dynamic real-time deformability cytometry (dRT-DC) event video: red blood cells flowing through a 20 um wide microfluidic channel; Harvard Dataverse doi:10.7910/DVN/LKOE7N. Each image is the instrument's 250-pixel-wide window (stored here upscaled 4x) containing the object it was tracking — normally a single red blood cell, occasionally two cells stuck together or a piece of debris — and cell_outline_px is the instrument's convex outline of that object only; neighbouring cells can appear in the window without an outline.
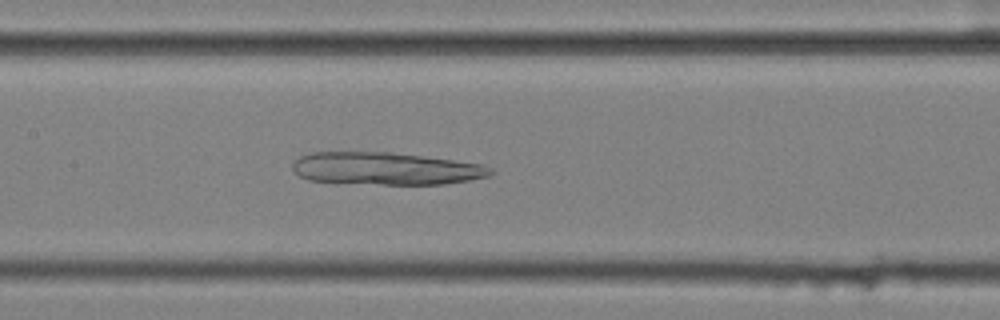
{"species": "common noctule bat (a hibernating species)", "species_latin": "Nyctalus noctula", "temperature_condition": "cold", "stored_images_in_passage": 47, "camera_frame_rate_fps": 3000, "um_per_image_px": 0.085, "animal": {"sex": "female", "body_mass_g": 25.1}, "frame": {"image": 1, "passage_image": 18, "time_ms": 5.667, "image_size_px": [1000, 320], "cell_outline_px": [[496, 172], [492, 176], [444, 184], [336, 184], [308, 180], [292, 172], [292, 164], [300, 156], [312, 152], [388, 152], [484, 164], [492, 168]], "centroid_in_image_um": [32.75, 14.35], "position_along_channel_um": 174.7, "area_um2": 38.03}}
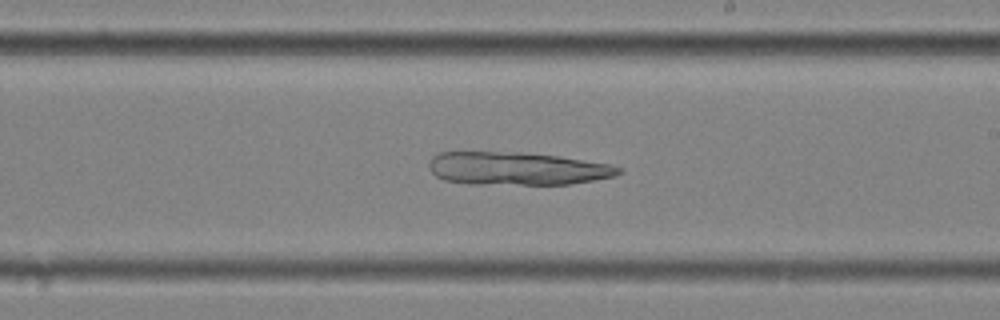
{"frame": {"image": 2, "passage_image": 24, "time_ms": 7.667, "image_size_px": [1000, 320], "cell_outline_px": [[624, 172], [616, 176], [568, 184], [468, 184], [444, 180], [436, 176], [428, 168], [428, 164], [432, 156], [440, 152], [520, 152], [560, 156], [608, 164], [624, 168]], "centroid_in_image_um": [43.94, 14.32], "position_along_channel_um": 245.1, "area_um2": 36.65}}
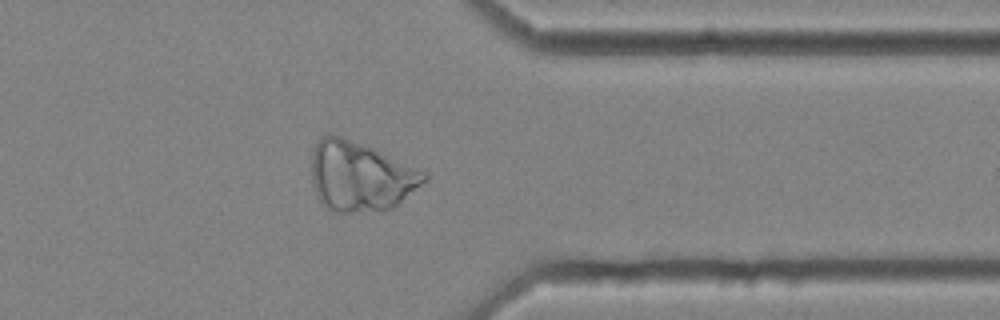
{"frame": {"image": 3, "passage_image": 36, "time_ms": 11.667, "image_size_px": [1000, 320], "cell_outline_px": [[428, 180], [392, 208], [352, 212], [332, 212], [324, 208], [312, 184], [312, 152], [316, 144], [328, 132], [340, 136], [372, 148], [428, 172]], "centroid_in_image_um": [30.63, 14.99], "position_along_channel_um": 380.8, "area_um2": 45.49}}